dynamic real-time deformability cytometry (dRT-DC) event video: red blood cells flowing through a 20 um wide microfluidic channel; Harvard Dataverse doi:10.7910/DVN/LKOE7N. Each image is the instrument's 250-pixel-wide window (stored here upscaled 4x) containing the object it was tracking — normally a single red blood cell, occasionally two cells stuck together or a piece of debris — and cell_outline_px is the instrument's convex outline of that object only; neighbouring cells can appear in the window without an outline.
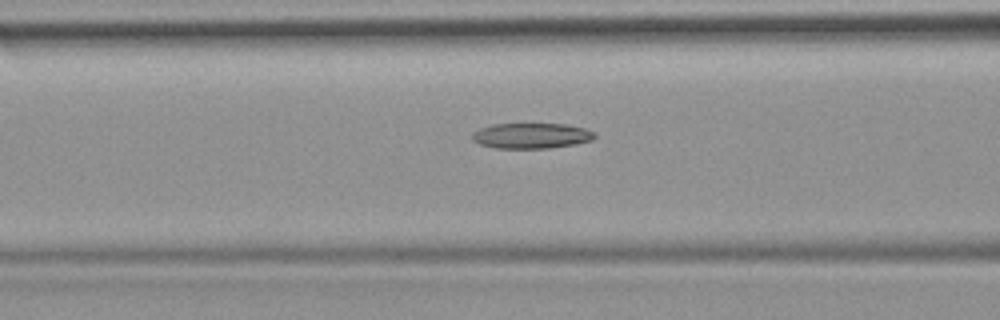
{"species": "common noctule bat (a hibernating species)", "species_latin": "Nyctalus noctula", "temperature_condition": "room temperature", "stored_images_in_passage": 36, "camera_frame_rate_fps": 3000, "um_per_image_px": 0.085, "animal": {"sex": "female", "body_mass_g": 19.9}, "frame": {"image": 1, "passage_image": 6, "time_ms": 1.667, "image_size_px": [1000, 320], "cell_outline_px": [[596, 136], [592, 140], [576, 144], [548, 148], [496, 148], [480, 144], [472, 140], [472, 132], [480, 128], [492, 124], [568, 124], [584, 128], [596, 132]], "centroid_in_image_um": [45.18, 11.53], "position_along_channel_um": 121.4, "area_um2": 18.26}}
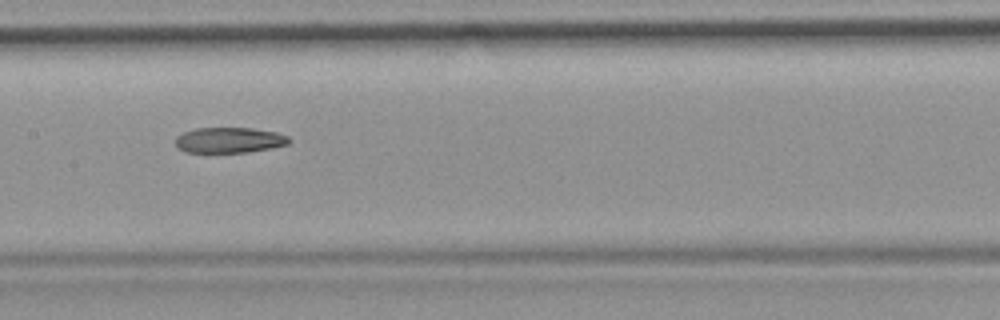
{"frame": {"image": 2, "passage_image": 11, "time_ms": 3.333, "image_size_px": [1000, 320], "cell_outline_px": [[292, 140], [288, 144], [272, 148], [248, 152], [184, 152], [176, 148], [176, 136], [184, 132], [196, 128], [252, 128], [276, 132], [288, 136]], "centroid_in_image_um": [19.49, 11.91], "position_along_channel_um": 187.9, "area_um2": 16.99}, "authors_computed_cell_mechanics": {"area_um2": 18.0914, "velocity_mm_per_s": 3.9963, "shape_relaxation_time_tau1_ms": null, "shape_relaxation_time_tau2_ms": 6.7015, "deformation_change_tau1": null, "deformation_change_tau2": 0.162}}